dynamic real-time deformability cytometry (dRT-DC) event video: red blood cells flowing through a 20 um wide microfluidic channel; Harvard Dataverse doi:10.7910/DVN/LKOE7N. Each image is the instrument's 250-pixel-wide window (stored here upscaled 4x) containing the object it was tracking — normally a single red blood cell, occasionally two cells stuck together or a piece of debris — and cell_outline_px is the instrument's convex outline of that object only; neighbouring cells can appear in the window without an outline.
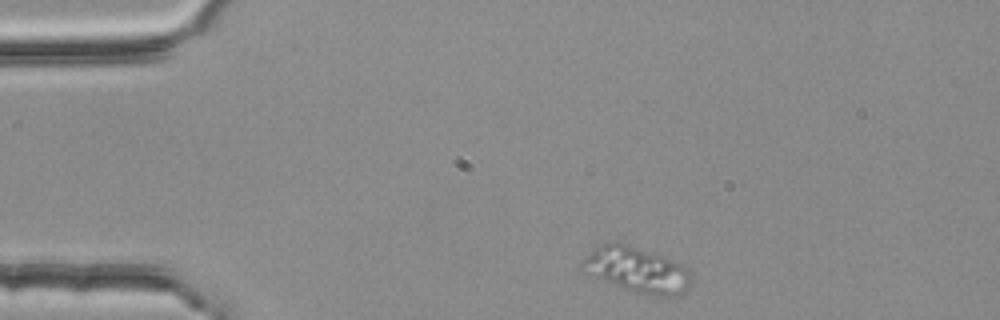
{"species": "common noctule bat (a hibernating species)", "species_latin": "Nyctalus noctula", "temperature_condition": "room temperature", "stored_images_in_passage": 2, "camera_frame_rate_fps": 3000, "um_per_image_px": 0.085, "animal": {"sex": "female", "body_mass_g": 25.1}, "frame": {"image": 1, "passage_image": 1, "time_ms": 0.0, "image_size_px": [1000, 320], "cell_outline_px": [[692, 276], [688, 288], [680, 296], [656, 296], [636, 292], [624, 288], [584, 272], [580, 268], [580, 264], [600, 244], [612, 240], [616, 240], [664, 256], [684, 264], [692, 272]], "centroid_in_image_um": [54.2, 22.92], "position_along_channel_um": 30.8, "area_um2": 29.02}}
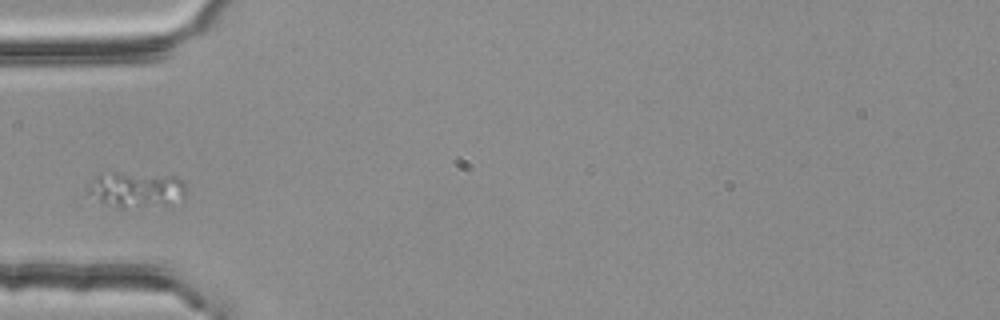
{"frame": {"image": 2, "passage_image": 2, "time_ms": 0.333, "image_size_px": [1000, 320], "cell_outline_px": [[188, 192], [184, 200], [172, 208], [116, 208], [104, 204], [88, 192], [88, 184], [100, 172], [108, 168], [176, 176], [184, 184]], "centroid_in_image_um": [11.66, 16.1], "position_along_channel_um": 73.3, "area_um2": 22.66}}